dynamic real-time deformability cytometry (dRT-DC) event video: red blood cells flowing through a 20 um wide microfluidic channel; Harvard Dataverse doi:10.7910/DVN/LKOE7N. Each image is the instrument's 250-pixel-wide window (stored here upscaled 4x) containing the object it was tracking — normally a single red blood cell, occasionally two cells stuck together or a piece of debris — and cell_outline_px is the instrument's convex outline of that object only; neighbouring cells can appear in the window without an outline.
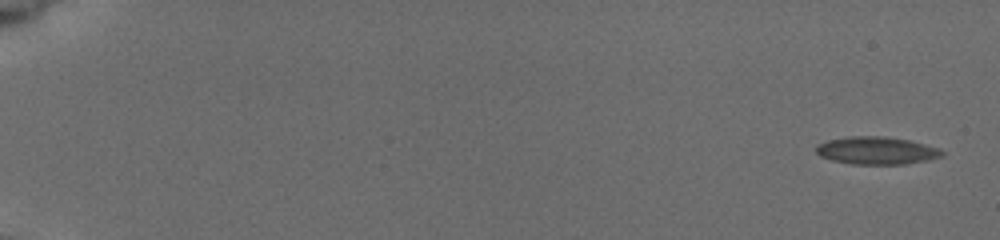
{"species": "common noctule bat (a hibernating species)", "species_latin": "Nyctalus noctula", "temperature_condition": "cold", "stored_images_in_passage": 12, "camera_frame_rate_fps": 3000, "um_per_image_px": 0.085, "animal": {"sex": "female", "body_mass_g": 19.5, "forearm_length_mm": 54.1}, "frame": {"image": 1, "passage_image": 1, "time_ms": 0.0, "image_size_px": [1000, 240], "cell_outline_px": [[944, 156], [928, 160], [904, 164], [852, 164], [832, 160], [820, 156], [816, 152], [816, 144], [828, 140], [848, 136], [880, 136], [908, 140], [940, 148], [944, 152]], "centroid_in_image_um": [74.51, 12.8], "position_along_channel_um": 10.5, "area_um2": 20.29}}
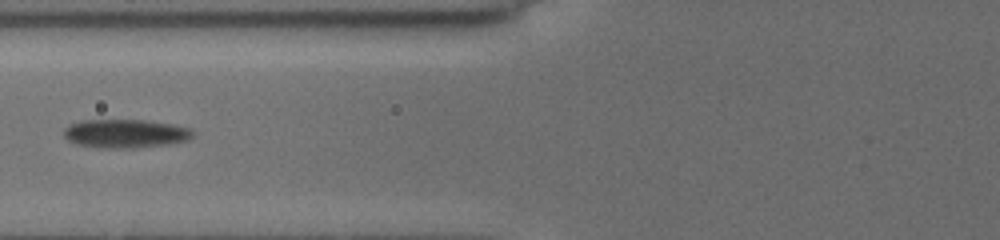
{"frame": {"image": 2, "passage_image": 9, "time_ms": 7.667, "image_size_px": [1000, 240], "cell_outline_px": [[192, 136], [188, 140], [168, 144], [132, 148], [100, 148], [76, 144], [68, 140], [64, 136], [64, 128], [72, 124], [84, 120], [144, 120], [168, 124], [188, 128], [192, 132]], "centroid_in_image_um": [10.61, 11.36], "position_along_channel_um": 115.2, "area_um2": 21.21}}
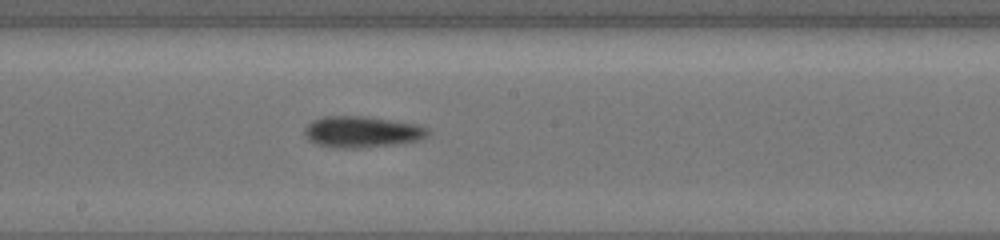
{"frame": {"image": 3, "passage_image": 12, "time_ms": 10.333, "image_size_px": [1000, 240], "cell_outline_px": [[428, 132], [424, 136], [416, 140], [392, 144], [360, 148], [336, 148], [316, 144], [308, 140], [304, 136], [304, 128], [312, 120], [324, 116], [364, 116], [416, 124], [428, 128]], "centroid_in_image_um": [30.66, 11.2], "position_along_channel_um": 217.5, "area_um2": 22.25}}